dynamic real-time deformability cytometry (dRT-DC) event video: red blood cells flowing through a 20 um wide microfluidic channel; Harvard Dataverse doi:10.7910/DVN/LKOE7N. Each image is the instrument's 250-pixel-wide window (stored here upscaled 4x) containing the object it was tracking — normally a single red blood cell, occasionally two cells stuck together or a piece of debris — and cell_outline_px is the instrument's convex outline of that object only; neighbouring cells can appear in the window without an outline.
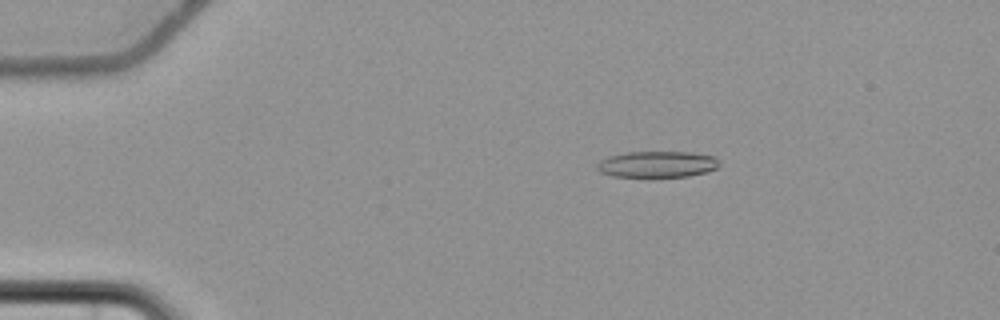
{"species": "common noctule bat (a hibernating species)", "species_latin": "Nyctalus noctula", "temperature_condition": "cold", "stored_images_in_passage": 58, "camera_frame_rate_fps": 3000, "um_per_image_px": 0.085, "animal": {"sex": "female", "body_mass_g": 22.7, "forearm_length_mm": 54.2}, "frame": {"image": 1, "passage_image": 12, "time_ms": 3.667, "image_size_px": [1000, 320], "cell_outline_px": [[720, 164], [716, 168], [708, 172], [688, 176], [612, 176], [600, 172], [596, 168], [596, 164], [600, 160], [608, 156], [624, 152], [692, 152], [716, 156], [720, 160]], "centroid_in_image_um": [55.88, 13.95], "position_along_channel_um": 29.1, "area_um2": 18.84}}
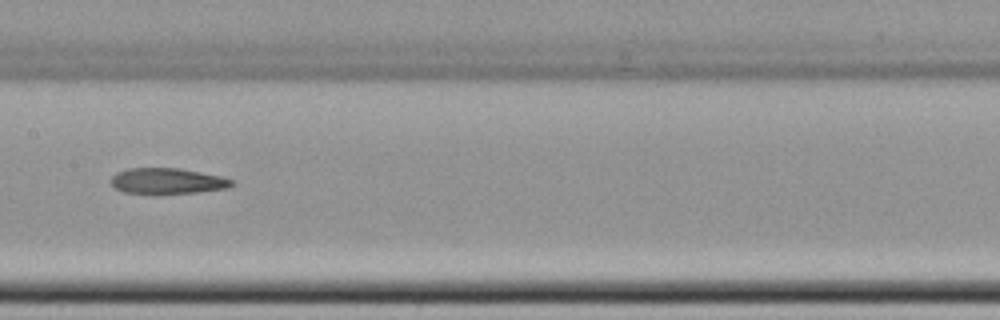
{"frame": {"image": 2, "passage_image": 31, "time_ms": 10.0, "image_size_px": [1000, 320], "cell_outline_px": [[236, 184], [228, 188], [196, 192], [152, 196], [124, 192], [116, 188], [108, 180], [116, 172], [128, 168], [180, 168], [220, 176], [232, 180]], "centroid_in_image_um": [14.18, 15.41], "position_along_channel_um": 193.2, "area_um2": 18.79}}
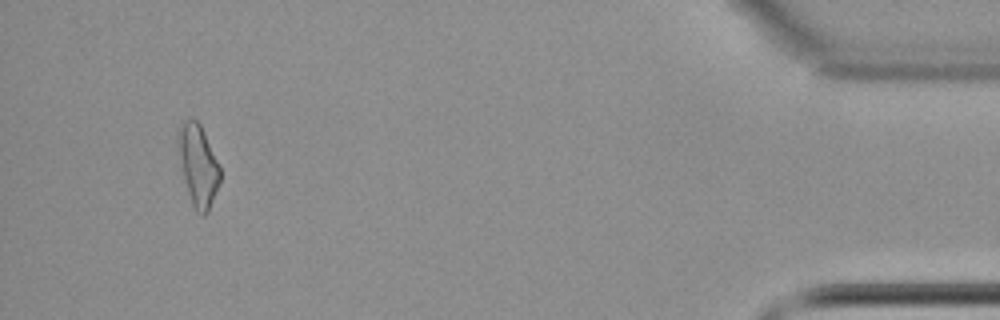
{"frame": {"image": 3, "passage_image": 55, "time_ms": 18.0, "image_size_px": [1000, 320], "cell_outline_px": [[220, 180], [208, 212], [204, 216], [200, 216], [196, 212], [192, 204], [184, 180], [176, 140], [180, 124], [184, 120], [196, 120], [200, 124], [220, 164]], "centroid_in_image_um": [16.84, 14.06], "position_along_channel_um": 418.4, "area_um2": 19.88}, "authors_computed_cell_mechanics": {"area_um2": 19.1896, "velocity_mm_per_s": 3.699, "shape_relaxation_time_tau1_ms": null, "shape_relaxation_time_tau2_ms": 8.7483, "deformation_change_tau1": null, "deformation_change_tau2": 0.2138}}